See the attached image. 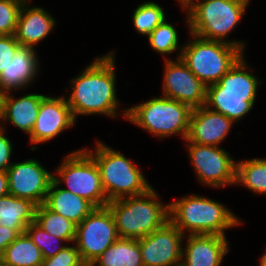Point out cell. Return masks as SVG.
<instances>
[{
    "mask_svg": "<svg viewBox=\"0 0 266 266\" xmlns=\"http://www.w3.org/2000/svg\"><path fill=\"white\" fill-rule=\"evenodd\" d=\"M76 78L71 79L73 91L67 104L74 119L77 115L100 114L117 117L114 52L95 58Z\"/></svg>",
    "mask_w": 266,
    "mask_h": 266,
    "instance_id": "1",
    "label": "cell"
},
{
    "mask_svg": "<svg viewBox=\"0 0 266 266\" xmlns=\"http://www.w3.org/2000/svg\"><path fill=\"white\" fill-rule=\"evenodd\" d=\"M154 188L146 193L109 201L120 238L140 239L169 221V204L158 200Z\"/></svg>",
    "mask_w": 266,
    "mask_h": 266,
    "instance_id": "2",
    "label": "cell"
},
{
    "mask_svg": "<svg viewBox=\"0 0 266 266\" xmlns=\"http://www.w3.org/2000/svg\"><path fill=\"white\" fill-rule=\"evenodd\" d=\"M247 69L242 55L217 83L207 86L205 106L234 123L243 118L252 109L261 84Z\"/></svg>",
    "mask_w": 266,
    "mask_h": 266,
    "instance_id": "3",
    "label": "cell"
},
{
    "mask_svg": "<svg viewBox=\"0 0 266 266\" xmlns=\"http://www.w3.org/2000/svg\"><path fill=\"white\" fill-rule=\"evenodd\" d=\"M169 220L183 233L226 236L225 230L241 224L228 208L212 199L189 195L169 203Z\"/></svg>",
    "mask_w": 266,
    "mask_h": 266,
    "instance_id": "4",
    "label": "cell"
},
{
    "mask_svg": "<svg viewBox=\"0 0 266 266\" xmlns=\"http://www.w3.org/2000/svg\"><path fill=\"white\" fill-rule=\"evenodd\" d=\"M201 1V2H200ZM196 0L187 9L190 34L228 43L244 51V43L224 38L243 18L249 0Z\"/></svg>",
    "mask_w": 266,
    "mask_h": 266,
    "instance_id": "5",
    "label": "cell"
},
{
    "mask_svg": "<svg viewBox=\"0 0 266 266\" xmlns=\"http://www.w3.org/2000/svg\"><path fill=\"white\" fill-rule=\"evenodd\" d=\"M96 150L85 149L95 160L108 201L146 193L152 186L128 158L97 141Z\"/></svg>",
    "mask_w": 266,
    "mask_h": 266,
    "instance_id": "6",
    "label": "cell"
},
{
    "mask_svg": "<svg viewBox=\"0 0 266 266\" xmlns=\"http://www.w3.org/2000/svg\"><path fill=\"white\" fill-rule=\"evenodd\" d=\"M192 108L174 99L161 96L124 109V118L158 138L179 134L186 140Z\"/></svg>",
    "mask_w": 266,
    "mask_h": 266,
    "instance_id": "7",
    "label": "cell"
},
{
    "mask_svg": "<svg viewBox=\"0 0 266 266\" xmlns=\"http://www.w3.org/2000/svg\"><path fill=\"white\" fill-rule=\"evenodd\" d=\"M191 35L193 41L181 47L178 58L206 86L217 83L243 55L239 48L228 43Z\"/></svg>",
    "mask_w": 266,
    "mask_h": 266,
    "instance_id": "8",
    "label": "cell"
},
{
    "mask_svg": "<svg viewBox=\"0 0 266 266\" xmlns=\"http://www.w3.org/2000/svg\"><path fill=\"white\" fill-rule=\"evenodd\" d=\"M56 173L60 178L53 175V180L59 185L64 182L68 187L65 190L87 199L95 207H105L108 204L99 168L85 149L69 154L56 169Z\"/></svg>",
    "mask_w": 266,
    "mask_h": 266,
    "instance_id": "9",
    "label": "cell"
},
{
    "mask_svg": "<svg viewBox=\"0 0 266 266\" xmlns=\"http://www.w3.org/2000/svg\"><path fill=\"white\" fill-rule=\"evenodd\" d=\"M119 234L110 209H95L78 225H76V244L83 262L90 266L116 240Z\"/></svg>",
    "mask_w": 266,
    "mask_h": 266,
    "instance_id": "10",
    "label": "cell"
},
{
    "mask_svg": "<svg viewBox=\"0 0 266 266\" xmlns=\"http://www.w3.org/2000/svg\"><path fill=\"white\" fill-rule=\"evenodd\" d=\"M188 152L197 178L211 187L236 184V162L230 154L218 146L188 142Z\"/></svg>",
    "mask_w": 266,
    "mask_h": 266,
    "instance_id": "11",
    "label": "cell"
},
{
    "mask_svg": "<svg viewBox=\"0 0 266 266\" xmlns=\"http://www.w3.org/2000/svg\"><path fill=\"white\" fill-rule=\"evenodd\" d=\"M183 235L169 220L161 228L138 239L143 266H180Z\"/></svg>",
    "mask_w": 266,
    "mask_h": 266,
    "instance_id": "12",
    "label": "cell"
},
{
    "mask_svg": "<svg viewBox=\"0 0 266 266\" xmlns=\"http://www.w3.org/2000/svg\"><path fill=\"white\" fill-rule=\"evenodd\" d=\"M6 173L10 195L30 200L37 206L44 203L53 174L37 160L13 163Z\"/></svg>",
    "mask_w": 266,
    "mask_h": 266,
    "instance_id": "13",
    "label": "cell"
},
{
    "mask_svg": "<svg viewBox=\"0 0 266 266\" xmlns=\"http://www.w3.org/2000/svg\"><path fill=\"white\" fill-rule=\"evenodd\" d=\"M165 61L163 96L187 104L192 109L205 105L207 86L190 71L181 58L176 61L166 58Z\"/></svg>",
    "mask_w": 266,
    "mask_h": 266,
    "instance_id": "14",
    "label": "cell"
},
{
    "mask_svg": "<svg viewBox=\"0 0 266 266\" xmlns=\"http://www.w3.org/2000/svg\"><path fill=\"white\" fill-rule=\"evenodd\" d=\"M75 123L76 120L65 97L45 96L40 103L39 113L29 139L32 144L47 142Z\"/></svg>",
    "mask_w": 266,
    "mask_h": 266,
    "instance_id": "15",
    "label": "cell"
},
{
    "mask_svg": "<svg viewBox=\"0 0 266 266\" xmlns=\"http://www.w3.org/2000/svg\"><path fill=\"white\" fill-rule=\"evenodd\" d=\"M234 122L225 115L215 112L205 105L194 108L190 116L186 141L200 145L218 146Z\"/></svg>",
    "mask_w": 266,
    "mask_h": 266,
    "instance_id": "16",
    "label": "cell"
},
{
    "mask_svg": "<svg viewBox=\"0 0 266 266\" xmlns=\"http://www.w3.org/2000/svg\"><path fill=\"white\" fill-rule=\"evenodd\" d=\"M180 266H220L229 247L226 236L188 235Z\"/></svg>",
    "mask_w": 266,
    "mask_h": 266,
    "instance_id": "17",
    "label": "cell"
},
{
    "mask_svg": "<svg viewBox=\"0 0 266 266\" xmlns=\"http://www.w3.org/2000/svg\"><path fill=\"white\" fill-rule=\"evenodd\" d=\"M33 48L19 46L0 74V90L5 94L29 85L38 72V57Z\"/></svg>",
    "mask_w": 266,
    "mask_h": 266,
    "instance_id": "18",
    "label": "cell"
},
{
    "mask_svg": "<svg viewBox=\"0 0 266 266\" xmlns=\"http://www.w3.org/2000/svg\"><path fill=\"white\" fill-rule=\"evenodd\" d=\"M28 1L23 3L20 10L14 37L21 46L34 49V45L49 35L56 21L42 7L30 8Z\"/></svg>",
    "mask_w": 266,
    "mask_h": 266,
    "instance_id": "19",
    "label": "cell"
},
{
    "mask_svg": "<svg viewBox=\"0 0 266 266\" xmlns=\"http://www.w3.org/2000/svg\"><path fill=\"white\" fill-rule=\"evenodd\" d=\"M48 209L64 216L76 225L80 224L94 209L95 206L87 199L73 194L52 180L45 201Z\"/></svg>",
    "mask_w": 266,
    "mask_h": 266,
    "instance_id": "20",
    "label": "cell"
},
{
    "mask_svg": "<svg viewBox=\"0 0 266 266\" xmlns=\"http://www.w3.org/2000/svg\"><path fill=\"white\" fill-rule=\"evenodd\" d=\"M44 97L45 95L33 93L16 99L10 93H5L1 119L8 120L30 135L39 113L40 103Z\"/></svg>",
    "mask_w": 266,
    "mask_h": 266,
    "instance_id": "21",
    "label": "cell"
},
{
    "mask_svg": "<svg viewBox=\"0 0 266 266\" xmlns=\"http://www.w3.org/2000/svg\"><path fill=\"white\" fill-rule=\"evenodd\" d=\"M37 205L13 195L0 197V226L14 229L19 235L35 221Z\"/></svg>",
    "mask_w": 266,
    "mask_h": 266,
    "instance_id": "22",
    "label": "cell"
},
{
    "mask_svg": "<svg viewBox=\"0 0 266 266\" xmlns=\"http://www.w3.org/2000/svg\"><path fill=\"white\" fill-rule=\"evenodd\" d=\"M90 266H143L138 239L119 238Z\"/></svg>",
    "mask_w": 266,
    "mask_h": 266,
    "instance_id": "23",
    "label": "cell"
},
{
    "mask_svg": "<svg viewBox=\"0 0 266 266\" xmlns=\"http://www.w3.org/2000/svg\"><path fill=\"white\" fill-rule=\"evenodd\" d=\"M0 260L7 266H41L43 256L30 237L23 233L6 247Z\"/></svg>",
    "mask_w": 266,
    "mask_h": 266,
    "instance_id": "24",
    "label": "cell"
},
{
    "mask_svg": "<svg viewBox=\"0 0 266 266\" xmlns=\"http://www.w3.org/2000/svg\"><path fill=\"white\" fill-rule=\"evenodd\" d=\"M35 222L44 231L65 242H74L76 237V224L69 219L48 209L44 204L37 206Z\"/></svg>",
    "mask_w": 266,
    "mask_h": 266,
    "instance_id": "25",
    "label": "cell"
},
{
    "mask_svg": "<svg viewBox=\"0 0 266 266\" xmlns=\"http://www.w3.org/2000/svg\"><path fill=\"white\" fill-rule=\"evenodd\" d=\"M238 183L257 194H266V159L236 162V184Z\"/></svg>",
    "mask_w": 266,
    "mask_h": 266,
    "instance_id": "26",
    "label": "cell"
},
{
    "mask_svg": "<svg viewBox=\"0 0 266 266\" xmlns=\"http://www.w3.org/2000/svg\"><path fill=\"white\" fill-rule=\"evenodd\" d=\"M164 10L155 2L140 4L133 13V26L142 35H149L165 20Z\"/></svg>",
    "mask_w": 266,
    "mask_h": 266,
    "instance_id": "27",
    "label": "cell"
},
{
    "mask_svg": "<svg viewBox=\"0 0 266 266\" xmlns=\"http://www.w3.org/2000/svg\"><path fill=\"white\" fill-rule=\"evenodd\" d=\"M147 37L150 46L160 54L165 55L178 49V32L171 23L165 20Z\"/></svg>",
    "mask_w": 266,
    "mask_h": 266,
    "instance_id": "28",
    "label": "cell"
},
{
    "mask_svg": "<svg viewBox=\"0 0 266 266\" xmlns=\"http://www.w3.org/2000/svg\"><path fill=\"white\" fill-rule=\"evenodd\" d=\"M25 233L30 237V239L36 244L40 249L43 259L56 255L65 246H60L62 241L47 231H44L41 226H39L35 221H33L25 230ZM53 244H58L55 249L52 247L56 246Z\"/></svg>",
    "mask_w": 266,
    "mask_h": 266,
    "instance_id": "29",
    "label": "cell"
},
{
    "mask_svg": "<svg viewBox=\"0 0 266 266\" xmlns=\"http://www.w3.org/2000/svg\"><path fill=\"white\" fill-rule=\"evenodd\" d=\"M26 0H0V35H14L18 17Z\"/></svg>",
    "mask_w": 266,
    "mask_h": 266,
    "instance_id": "30",
    "label": "cell"
},
{
    "mask_svg": "<svg viewBox=\"0 0 266 266\" xmlns=\"http://www.w3.org/2000/svg\"><path fill=\"white\" fill-rule=\"evenodd\" d=\"M41 266H87L77 246H65L56 255L43 259Z\"/></svg>",
    "mask_w": 266,
    "mask_h": 266,
    "instance_id": "31",
    "label": "cell"
},
{
    "mask_svg": "<svg viewBox=\"0 0 266 266\" xmlns=\"http://www.w3.org/2000/svg\"><path fill=\"white\" fill-rule=\"evenodd\" d=\"M20 46L14 35H0V74Z\"/></svg>",
    "mask_w": 266,
    "mask_h": 266,
    "instance_id": "32",
    "label": "cell"
},
{
    "mask_svg": "<svg viewBox=\"0 0 266 266\" xmlns=\"http://www.w3.org/2000/svg\"><path fill=\"white\" fill-rule=\"evenodd\" d=\"M12 148V143L7 137H5L4 129L0 124V171H7V169L13 164L10 163Z\"/></svg>",
    "mask_w": 266,
    "mask_h": 266,
    "instance_id": "33",
    "label": "cell"
},
{
    "mask_svg": "<svg viewBox=\"0 0 266 266\" xmlns=\"http://www.w3.org/2000/svg\"><path fill=\"white\" fill-rule=\"evenodd\" d=\"M19 234L9 227L0 226V256L8 245H10Z\"/></svg>",
    "mask_w": 266,
    "mask_h": 266,
    "instance_id": "34",
    "label": "cell"
},
{
    "mask_svg": "<svg viewBox=\"0 0 266 266\" xmlns=\"http://www.w3.org/2000/svg\"><path fill=\"white\" fill-rule=\"evenodd\" d=\"M9 194L8 177L6 171H0V197Z\"/></svg>",
    "mask_w": 266,
    "mask_h": 266,
    "instance_id": "35",
    "label": "cell"
},
{
    "mask_svg": "<svg viewBox=\"0 0 266 266\" xmlns=\"http://www.w3.org/2000/svg\"><path fill=\"white\" fill-rule=\"evenodd\" d=\"M180 4L182 5L183 9H187L195 0H179Z\"/></svg>",
    "mask_w": 266,
    "mask_h": 266,
    "instance_id": "36",
    "label": "cell"
},
{
    "mask_svg": "<svg viewBox=\"0 0 266 266\" xmlns=\"http://www.w3.org/2000/svg\"><path fill=\"white\" fill-rule=\"evenodd\" d=\"M261 257L259 266H266V252Z\"/></svg>",
    "mask_w": 266,
    "mask_h": 266,
    "instance_id": "37",
    "label": "cell"
},
{
    "mask_svg": "<svg viewBox=\"0 0 266 266\" xmlns=\"http://www.w3.org/2000/svg\"><path fill=\"white\" fill-rule=\"evenodd\" d=\"M0 266H7V265L0 260Z\"/></svg>",
    "mask_w": 266,
    "mask_h": 266,
    "instance_id": "38",
    "label": "cell"
}]
</instances>
